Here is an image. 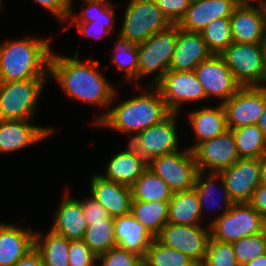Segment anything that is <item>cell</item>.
<instances>
[{
  "instance_id": "obj_19",
  "label": "cell",
  "mask_w": 266,
  "mask_h": 266,
  "mask_svg": "<svg viewBox=\"0 0 266 266\" xmlns=\"http://www.w3.org/2000/svg\"><path fill=\"white\" fill-rule=\"evenodd\" d=\"M92 197L108 212L112 218L130 214L132 205L131 187L92 174L90 178Z\"/></svg>"
},
{
  "instance_id": "obj_33",
  "label": "cell",
  "mask_w": 266,
  "mask_h": 266,
  "mask_svg": "<svg viewBox=\"0 0 266 266\" xmlns=\"http://www.w3.org/2000/svg\"><path fill=\"white\" fill-rule=\"evenodd\" d=\"M143 266H199L184 253L160 243L156 238L147 249Z\"/></svg>"
},
{
  "instance_id": "obj_32",
  "label": "cell",
  "mask_w": 266,
  "mask_h": 266,
  "mask_svg": "<svg viewBox=\"0 0 266 266\" xmlns=\"http://www.w3.org/2000/svg\"><path fill=\"white\" fill-rule=\"evenodd\" d=\"M231 131L240 158L259 159L266 152V140L257 124L241 126Z\"/></svg>"
},
{
  "instance_id": "obj_47",
  "label": "cell",
  "mask_w": 266,
  "mask_h": 266,
  "mask_svg": "<svg viewBox=\"0 0 266 266\" xmlns=\"http://www.w3.org/2000/svg\"><path fill=\"white\" fill-rule=\"evenodd\" d=\"M14 266H44L42 258L35 247L22 257Z\"/></svg>"
},
{
  "instance_id": "obj_21",
  "label": "cell",
  "mask_w": 266,
  "mask_h": 266,
  "mask_svg": "<svg viewBox=\"0 0 266 266\" xmlns=\"http://www.w3.org/2000/svg\"><path fill=\"white\" fill-rule=\"evenodd\" d=\"M212 52L200 32H188L178 27L177 40L169 70L194 71Z\"/></svg>"
},
{
  "instance_id": "obj_42",
  "label": "cell",
  "mask_w": 266,
  "mask_h": 266,
  "mask_svg": "<svg viewBox=\"0 0 266 266\" xmlns=\"http://www.w3.org/2000/svg\"><path fill=\"white\" fill-rule=\"evenodd\" d=\"M171 24H178L189 8L191 0H154Z\"/></svg>"
},
{
  "instance_id": "obj_46",
  "label": "cell",
  "mask_w": 266,
  "mask_h": 266,
  "mask_svg": "<svg viewBox=\"0 0 266 266\" xmlns=\"http://www.w3.org/2000/svg\"><path fill=\"white\" fill-rule=\"evenodd\" d=\"M249 204L266 219V184L260 183Z\"/></svg>"
},
{
  "instance_id": "obj_14",
  "label": "cell",
  "mask_w": 266,
  "mask_h": 266,
  "mask_svg": "<svg viewBox=\"0 0 266 266\" xmlns=\"http://www.w3.org/2000/svg\"><path fill=\"white\" fill-rule=\"evenodd\" d=\"M192 151L198 171L204 173H220L240 159L231 130L199 143Z\"/></svg>"
},
{
  "instance_id": "obj_38",
  "label": "cell",
  "mask_w": 266,
  "mask_h": 266,
  "mask_svg": "<svg viewBox=\"0 0 266 266\" xmlns=\"http://www.w3.org/2000/svg\"><path fill=\"white\" fill-rule=\"evenodd\" d=\"M239 266H244L266 253V229L231 243Z\"/></svg>"
},
{
  "instance_id": "obj_10",
  "label": "cell",
  "mask_w": 266,
  "mask_h": 266,
  "mask_svg": "<svg viewBox=\"0 0 266 266\" xmlns=\"http://www.w3.org/2000/svg\"><path fill=\"white\" fill-rule=\"evenodd\" d=\"M178 115L179 113H171L162 122L131 136L128 144L147 162L180 150L176 124Z\"/></svg>"
},
{
  "instance_id": "obj_13",
  "label": "cell",
  "mask_w": 266,
  "mask_h": 266,
  "mask_svg": "<svg viewBox=\"0 0 266 266\" xmlns=\"http://www.w3.org/2000/svg\"><path fill=\"white\" fill-rule=\"evenodd\" d=\"M266 86H245L222 105L226 113L228 130L257 124L264 109Z\"/></svg>"
},
{
  "instance_id": "obj_7",
  "label": "cell",
  "mask_w": 266,
  "mask_h": 266,
  "mask_svg": "<svg viewBox=\"0 0 266 266\" xmlns=\"http://www.w3.org/2000/svg\"><path fill=\"white\" fill-rule=\"evenodd\" d=\"M127 5L119 34L133 44H141L172 25L154 0H130Z\"/></svg>"
},
{
  "instance_id": "obj_25",
  "label": "cell",
  "mask_w": 266,
  "mask_h": 266,
  "mask_svg": "<svg viewBox=\"0 0 266 266\" xmlns=\"http://www.w3.org/2000/svg\"><path fill=\"white\" fill-rule=\"evenodd\" d=\"M114 236L117 247L142 258L155 239L131 214L114 218Z\"/></svg>"
},
{
  "instance_id": "obj_4",
  "label": "cell",
  "mask_w": 266,
  "mask_h": 266,
  "mask_svg": "<svg viewBox=\"0 0 266 266\" xmlns=\"http://www.w3.org/2000/svg\"><path fill=\"white\" fill-rule=\"evenodd\" d=\"M220 55L241 87L266 85V43L232 42Z\"/></svg>"
},
{
  "instance_id": "obj_8",
  "label": "cell",
  "mask_w": 266,
  "mask_h": 266,
  "mask_svg": "<svg viewBox=\"0 0 266 266\" xmlns=\"http://www.w3.org/2000/svg\"><path fill=\"white\" fill-rule=\"evenodd\" d=\"M266 229V219L249 203H234L210 225V235L221 242L232 243Z\"/></svg>"
},
{
  "instance_id": "obj_31",
  "label": "cell",
  "mask_w": 266,
  "mask_h": 266,
  "mask_svg": "<svg viewBox=\"0 0 266 266\" xmlns=\"http://www.w3.org/2000/svg\"><path fill=\"white\" fill-rule=\"evenodd\" d=\"M204 174H206V173L201 172V171H198L197 176L195 178V183H194V186H193L194 190L197 192L198 197H199L200 207H201V212H202L201 213V217L203 215L205 216L204 209H205L206 204L208 205V204H211V203L215 202L214 201L215 198H214L213 195H216L217 194V191L219 189L222 190V192H221L222 195L221 196H223L222 197L223 203H221L220 205H218L216 203L218 205L219 209H220L221 205L223 204L222 205V208H223L222 209L223 210L222 212L223 213H220L218 216L214 217V219L209 224V225H211L216 219L219 218V216L221 214L226 213L233 206L234 203L230 199V196H229V194L227 192V188L225 186L224 180H223V178L221 177V175L219 173H211L210 172L209 174H207L205 176H204ZM203 178H205L206 180H204ZM217 180H218V182H221L220 183L221 184L220 186L222 188H219L216 191V190H214L215 189L214 185L217 182ZM214 191L216 192V194H214L215 193ZM220 199L221 198H219V200ZM209 201H210V203H209Z\"/></svg>"
},
{
  "instance_id": "obj_18",
  "label": "cell",
  "mask_w": 266,
  "mask_h": 266,
  "mask_svg": "<svg viewBox=\"0 0 266 266\" xmlns=\"http://www.w3.org/2000/svg\"><path fill=\"white\" fill-rule=\"evenodd\" d=\"M31 120L0 119V153H13L43 141L53 134L54 128L37 126Z\"/></svg>"
},
{
  "instance_id": "obj_23",
  "label": "cell",
  "mask_w": 266,
  "mask_h": 266,
  "mask_svg": "<svg viewBox=\"0 0 266 266\" xmlns=\"http://www.w3.org/2000/svg\"><path fill=\"white\" fill-rule=\"evenodd\" d=\"M128 149L118 151L107 164L103 178L131 187L148 168V162L129 144Z\"/></svg>"
},
{
  "instance_id": "obj_17",
  "label": "cell",
  "mask_w": 266,
  "mask_h": 266,
  "mask_svg": "<svg viewBox=\"0 0 266 266\" xmlns=\"http://www.w3.org/2000/svg\"><path fill=\"white\" fill-rule=\"evenodd\" d=\"M234 43H266V9L263 6L238 5L230 16Z\"/></svg>"
},
{
  "instance_id": "obj_20",
  "label": "cell",
  "mask_w": 266,
  "mask_h": 266,
  "mask_svg": "<svg viewBox=\"0 0 266 266\" xmlns=\"http://www.w3.org/2000/svg\"><path fill=\"white\" fill-rule=\"evenodd\" d=\"M238 5V0H191L177 25L188 32H200L210 22L230 17Z\"/></svg>"
},
{
  "instance_id": "obj_35",
  "label": "cell",
  "mask_w": 266,
  "mask_h": 266,
  "mask_svg": "<svg viewBox=\"0 0 266 266\" xmlns=\"http://www.w3.org/2000/svg\"><path fill=\"white\" fill-rule=\"evenodd\" d=\"M115 43L114 57L112 56L111 61L116 65V68L124 70L125 78L128 82H135V86L139 87L137 81L138 71V45L129 42L125 37L119 34Z\"/></svg>"
},
{
  "instance_id": "obj_11",
  "label": "cell",
  "mask_w": 266,
  "mask_h": 266,
  "mask_svg": "<svg viewBox=\"0 0 266 266\" xmlns=\"http://www.w3.org/2000/svg\"><path fill=\"white\" fill-rule=\"evenodd\" d=\"M210 225H177L167 223L156 239L192 258L199 266L206 257Z\"/></svg>"
},
{
  "instance_id": "obj_50",
  "label": "cell",
  "mask_w": 266,
  "mask_h": 266,
  "mask_svg": "<svg viewBox=\"0 0 266 266\" xmlns=\"http://www.w3.org/2000/svg\"><path fill=\"white\" fill-rule=\"evenodd\" d=\"M244 266H266V253L262 256L256 257Z\"/></svg>"
},
{
  "instance_id": "obj_15",
  "label": "cell",
  "mask_w": 266,
  "mask_h": 266,
  "mask_svg": "<svg viewBox=\"0 0 266 266\" xmlns=\"http://www.w3.org/2000/svg\"><path fill=\"white\" fill-rule=\"evenodd\" d=\"M194 72L207 98L228 101L241 87L220 54H212L201 62Z\"/></svg>"
},
{
  "instance_id": "obj_29",
  "label": "cell",
  "mask_w": 266,
  "mask_h": 266,
  "mask_svg": "<svg viewBox=\"0 0 266 266\" xmlns=\"http://www.w3.org/2000/svg\"><path fill=\"white\" fill-rule=\"evenodd\" d=\"M169 202L132 201L130 214L156 238L168 223Z\"/></svg>"
},
{
  "instance_id": "obj_24",
  "label": "cell",
  "mask_w": 266,
  "mask_h": 266,
  "mask_svg": "<svg viewBox=\"0 0 266 266\" xmlns=\"http://www.w3.org/2000/svg\"><path fill=\"white\" fill-rule=\"evenodd\" d=\"M53 222L54 232L68 240H82L88 224L80 199L71 198L67 193L54 213Z\"/></svg>"
},
{
  "instance_id": "obj_48",
  "label": "cell",
  "mask_w": 266,
  "mask_h": 266,
  "mask_svg": "<svg viewBox=\"0 0 266 266\" xmlns=\"http://www.w3.org/2000/svg\"><path fill=\"white\" fill-rule=\"evenodd\" d=\"M260 179L262 184H266V152L259 158Z\"/></svg>"
},
{
  "instance_id": "obj_36",
  "label": "cell",
  "mask_w": 266,
  "mask_h": 266,
  "mask_svg": "<svg viewBox=\"0 0 266 266\" xmlns=\"http://www.w3.org/2000/svg\"><path fill=\"white\" fill-rule=\"evenodd\" d=\"M84 6L82 11L75 15L73 14V0H70V12L68 19L70 22H92L99 24H114L115 20V11L114 6L104 0H83Z\"/></svg>"
},
{
  "instance_id": "obj_49",
  "label": "cell",
  "mask_w": 266,
  "mask_h": 266,
  "mask_svg": "<svg viewBox=\"0 0 266 266\" xmlns=\"http://www.w3.org/2000/svg\"><path fill=\"white\" fill-rule=\"evenodd\" d=\"M257 126L262 130L264 138L266 140V100L262 114L258 120Z\"/></svg>"
},
{
  "instance_id": "obj_40",
  "label": "cell",
  "mask_w": 266,
  "mask_h": 266,
  "mask_svg": "<svg viewBox=\"0 0 266 266\" xmlns=\"http://www.w3.org/2000/svg\"><path fill=\"white\" fill-rule=\"evenodd\" d=\"M97 261V266H143L141 256L118 247L98 255Z\"/></svg>"
},
{
  "instance_id": "obj_22",
  "label": "cell",
  "mask_w": 266,
  "mask_h": 266,
  "mask_svg": "<svg viewBox=\"0 0 266 266\" xmlns=\"http://www.w3.org/2000/svg\"><path fill=\"white\" fill-rule=\"evenodd\" d=\"M35 231L0 222V266H14L34 248Z\"/></svg>"
},
{
  "instance_id": "obj_12",
  "label": "cell",
  "mask_w": 266,
  "mask_h": 266,
  "mask_svg": "<svg viewBox=\"0 0 266 266\" xmlns=\"http://www.w3.org/2000/svg\"><path fill=\"white\" fill-rule=\"evenodd\" d=\"M155 86L171 113H179L183 103L207 99L194 71L168 70Z\"/></svg>"
},
{
  "instance_id": "obj_6",
  "label": "cell",
  "mask_w": 266,
  "mask_h": 266,
  "mask_svg": "<svg viewBox=\"0 0 266 266\" xmlns=\"http://www.w3.org/2000/svg\"><path fill=\"white\" fill-rule=\"evenodd\" d=\"M178 25L172 24L167 29L150 36L138 44L137 80L157 73L150 81L156 85L169 70L177 40ZM158 71V72H157Z\"/></svg>"
},
{
  "instance_id": "obj_45",
  "label": "cell",
  "mask_w": 266,
  "mask_h": 266,
  "mask_svg": "<svg viewBox=\"0 0 266 266\" xmlns=\"http://www.w3.org/2000/svg\"><path fill=\"white\" fill-rule=\"evenodd\" d=\"M40 6L46 8L51 15L56 16L62 23L67 22L70 12V0H34Z\"/></svg>"
},
{
  "instance_id": "obj_3",
  "label": "cell",
  "mask_w": 266,
  "mask_h": 266,
  "mask_svg": "<svg viewBox=\"0 0 266 266\" xmlns=\"http://www.w3.org/2000/svg\"><path fill=\"white\" fill-rule=\"evenodd\" d=\"M11 40L0 44V82L49 79L51 38Z\"/></svg>"
},
{
  "instance_id": "obj_30",
  "label": "cell",
  "mask_w": 266,
  "mask_h": 266,
  "mask_svg": "<svg viewBox=\"0 0 266 266\" xmlns=\"http://www.w3.org/2000/svg\"><path fill=\"white\" fill-rule=\"evenodd\" d=\"M132 201L169 202L172 190L148 167L131 186Z\"/></svg>"
},
{
  "instance_id": "obj_9",
  "label": "cell",
  "mask_w": 266,
  "mask_h": 266,
  "mask_svg": "<svg viewBox=\"0 0 266 266\" xmlns=\"http://www.w3.org/2000/svg\"><path fill=\"white\" fill-rule=\"evenodd\" d=\"M148 167L169 186L172 192L193 189L198 173L193 151L188 148L155 157L148 162Z\"/></svg>"
},
{
  "instance_id": "obj_44",
  "label": "cell",
  "mask_w": 266,
  "mask_h": 266,
  "mask_svg": "<svg viewBox=\"0 0 266 266\" xmlns=\"http://www.w3.org/2000/svg\"><path fill=\"white\" fill-rule=\"evenodd\" d=\"M77 25V32L83 35V37H91L96 40L103 38V36H108L110 32L113 31L114 24H99L92 22H69V24Z\"/></svg>"
},
{
  "instance_id": "obj_2",
  "label": "cell",
  "mask_w": 266,
  "mask_h": 266,
  "mask_svg": "<svg viewBox=\"0 0 266 266\" xmlns=\"http://www.w3.org/2000/svg\"><path fill=\"white\" fill-rule=\"evenodd\" d=\"M144 91L141 95L109 108L107 113L96 117L92 124L135 136L142 130L162 122L171 114V111L160 91L154 85Z\"/></svg>"
},
{
  "instance_id": "obj_41",
  "label": "cell",
  "mask_w": 266,
  "mask_h": 266,
  "mask_svg": "<svg viewBox=\"0 0 266 266\" xmlns=\"http://www.w3.org/2000/svg\"><path fill=\"white\" fill-rule=\"evenodd\" d=\"M69 266H97V255L83 240H70Z\"/></svg>"
},
{
  "instance_id": "obj_34",
  "label": "cell",
  "mask_w": 266,
  "mask_h": 266,
  "mask_svg": "<svg viewBox=\"0 0 266 266\" xmlns=\"http://www.w3.org/2000/svg\"><path fill=\"white\" fill-rule=\"evenodd\" d=\"M82 240L97 256L117 247L114 219H105L88 225Z\"/></svg>"
},
{
  "instance_id": "obj_43",
  "label": "cell",
  "mask_w": 266,
  "mask_h": 266,
  "mask_svg": "<svg viewBox=\"0 0 266 266\" xmlns=\"http://www.w3.org/2000/svg\"><path fill=\"white\" fill-rule=\"evenodd\" d=\"M80 201L84 219L88 225L94 224V222L104 221L105 219H114L109 216L108 212L92 196L85 200L80 199Z\"/></svg>"
},
{
  "instance_id": "obj_51",
  "label": "cell",
  "mask_w": 266,
  "mask_h": 266,
  "mask_svg": "<svg viewBox=\"0 0 266 266\" xmlns=\"http://www.w3.org/2000/svg\"><path fill=\"white\" fill-rule=\"evenodd\" d=\"M238 3L239 5H251V6L257 4L258 6H263L266 9V0H238Z\"/></svg>"
},
{
  "instance_id": "obj_37",
  "label": "cell",
  "mask_w": 266,
  "mask_h": 266,
  "mask_svg": "<svg viewBox=\"0 0 266 266\" xmlns=\"http://www.w3.org/2000/svg\"><path fill=\"white\" fill-rule=\"evenodd\" d=\"M200 34L212 54H221L233 42L230 17L210 22Z\"/></svg>"
},
{
  "instance_id": "obj_5",
  "label": "cell",
  "mask_w": 266,
  "mask_h": 266,
  "mask_svg": "<svg viewBox=\"0 0 266 266\" xmlns=\"http://www.w3.org/2000/svg\"><path fill=\"white\" fill-rule=\"evenodd\" d=\"M47 80L0 82V119L32 120Z\"/></svg>"
},
{
  "instance_id": "obj_39",
  "label": "cell",
  "mask_w": 266,
  "mask_h": 266,
  "mask_svg": "<svg viewBox=\"0 0 266 266\" xmlns=\"http://www.w3.org/2000/svg\"><path fill=\"white\" fill-rule=\"evenodd\" d=\"M200 266H239L231 243L209 238L206 257Z\"/></svg>"
},
{
  "instance_id": "obj_28",
  "label": "cell",
  "mask_w": 266,
  "mask_h": 266,
  "mask_svg": "<svg viewBox=\"0 0 266 266\" xmlns=\"http://www.w3.org/2000/svg\"><path fill=\"white\" fill-rule=\"evenodd\" d=\"M34 247L39 252L44 266H69L70 240L52 229L45 237L35 232Z\"/></svg>"
},
{
  "instance_id": "obj_26",
  "label": "cell",
  "mask_w": 266,
  "mask_h": 266,
  "mask_svg": "<svg viewBox=\"0 0 266 266\" xmlns=\"http://www.w3.org/2000/svg\"><path fill=\"white\" fill-rule=\"evenodd\" d=\"M203 109L194 110L189 113V123L193 129L197 141L191 147L193 150L199 143L214 138L228 130L226 113L222 104L218 106L202 107Z\"/></svg>"
},
{
  "instance_id": "obj_1",
  "label": "cell",
  "mask_w": 266,
  "mask_h": 266,
  "mask_svg": "<svg viewBox=\"0 0 266 266\" xmlns=\"http://www.w3.org/2000/svg\"><path fill=\"white\" fill-rule=\"evenodd\" d=\"M84 62L79 59L78 51L73 58L52 52L49 75L69 98L109 107L118 92L99 72L98 61L89 59Z\"/></svg>"
},
{
  "instance_id": "obj_16",
  "label": "cell",
  "mask_w": 266,
  "mask_h": 266,
  "mask_svg": "<svg viewBox=\"0 0 266 266\" xmlns=\"http://www.w3.org/2000/svg\"><path fill=\"white\" fill-rule=\"evenodd\" d=\"M219 174L233 203H249L261 183L259 159L240 158Z\"/></svg>"
},
{
  "instance_id": "obj_27",
  "label": "cell",
  "mask_w": 266,
  "mask_h": 266,
  "mask_svg": "<svg viewBox=\"0 0 266 266\" xmlns=\"http://www.w3.org/2000/svg\"><path fill=\"white\" fill-rule=\"evenodd\" d=\"M201 207L197 192L193 189L173 192L169 201L168 223L177 225H201Z\"/></svg>"
}]
</instances>
